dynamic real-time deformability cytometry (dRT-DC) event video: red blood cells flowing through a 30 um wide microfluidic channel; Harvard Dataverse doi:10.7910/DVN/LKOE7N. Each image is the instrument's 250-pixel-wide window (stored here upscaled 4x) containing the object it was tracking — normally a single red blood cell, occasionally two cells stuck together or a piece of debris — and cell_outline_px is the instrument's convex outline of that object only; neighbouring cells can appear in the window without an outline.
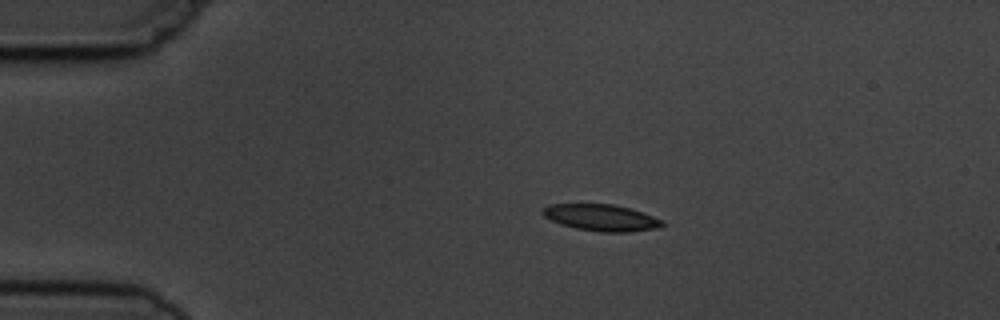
{"species": "common noctule bat (a hibernating species)", "species_latin": "Nyctalus noctula", "temperature_condition": "cold", "stored_images_in_passage": 8, "camera_frame_rate_fps": 3000, "um_per_image_px": 0.085, "animal": {"sex": "male", "body_mass_g": 19.5, "forearm_length_mm": 54.6}, "frame": {"image": 1, "passage_image": 3, "time_ms": 2.333, "image_size_px": [1000, 320], "cell_outline_px": [[664, 224], [656, 228], [628, 232], [600, 232], [576, 228], [560, 224], [544, 216], [540, 212], [548, 204], [612, 204], [628, 208], [664, 220]], "centroid_in_image_um": [51.07, 18.5], "position_along_channel_um": 33.9, "area_um2": 18.32}}
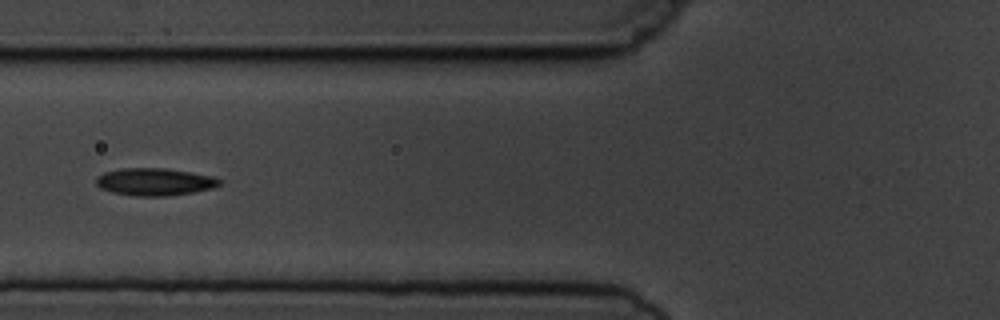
{"frame": {"image": 2, "passage_image": 5, "time_ms": 5.667, "image_size_px": [1000, 320], "cell_outline_px": [[220, 184], [212, 188], [192, 192], [168, 196], [132, 196], [112, 192], [100, 188], [96, 184], [96, 176], [104, 172], [120, 168], [164, 168], [192, 172], [212, 176], [220, 180]], "centroid_in_image_um": [13.1, 15.45], "position_along_channel_um": 112.7, "area_um2": 19.77}}
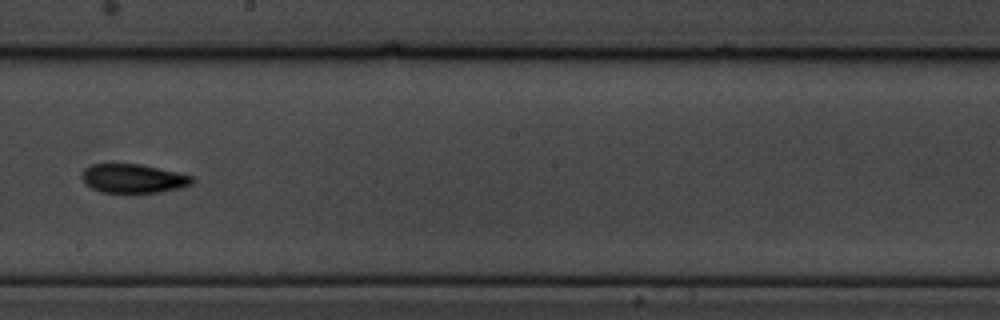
{"frame": {"image": 3, "passage_image": 8, "time_ms": 9.0, "image_size_px": [1000, 320], "cell_outline_px": [[196, 180], [192, 184], [180, 188], [160, 192], [100, 192], [84, 184], [80, 176], [84, 168], [92, 164], [140, 164], [176, 172], [192, 176]], "centroid_in_image_um": [11.3, 15.17], "position_along_channel_um": 236.9, "area_um2": 18.61}}